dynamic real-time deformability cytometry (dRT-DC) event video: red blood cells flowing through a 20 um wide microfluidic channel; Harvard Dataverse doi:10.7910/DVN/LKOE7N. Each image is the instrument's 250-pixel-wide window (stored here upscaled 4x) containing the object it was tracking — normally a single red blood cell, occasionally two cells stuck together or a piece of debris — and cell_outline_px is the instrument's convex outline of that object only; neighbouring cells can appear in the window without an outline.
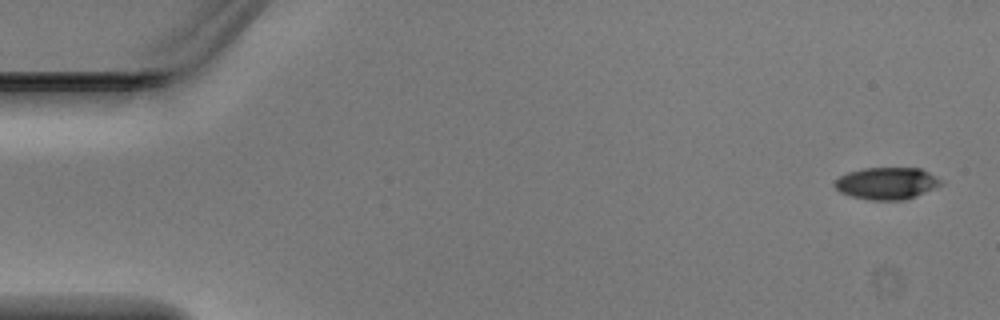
{"species": "Egyptian fruit bat (a non-hibernating species)", "species_latin": "Rousettus aegyptiacus", "temperature_condition": "warm", "stored_images_in_passage": 4, "camera_frame_rate_fps": 3000, "um_per_image_px": 0.085, "animal": {"sex": "male"}, "frame": {"image": 1, "passage_image": 1, "time_ms": 0.0, "image_size_px": [1000, 320], "cell_outline_px": [[944, 184], [936, 188], [916, 196], [904, 200], [868, 200], [852, 196], [840, 192], [832, 184], [840, 176], [848, 172], [864, 168], [920, 168], [944, 180]], "centroid_in_image_um": [75.41, 15.58], "position_along_channel_um": 9.6, "area_um2": 20.0}}
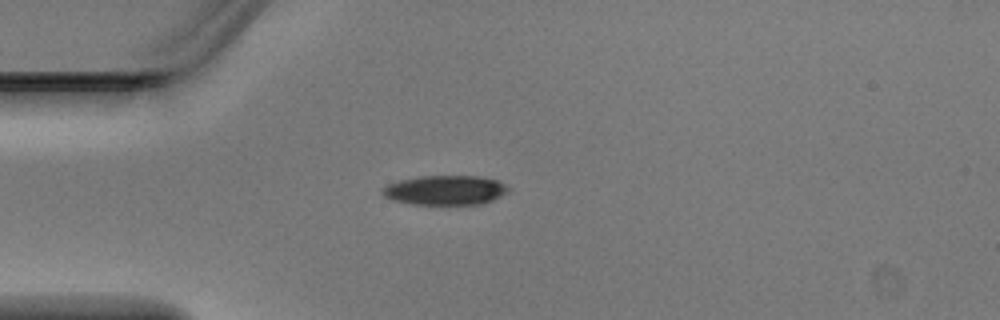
{"frame": {"image": 2, "passage_image": 4, "time_ms": 1.0, "image_size_px": [1000, 320], "cell_outline_px": [[508, 192], [492, 200], [480, 204], [412, 204], [392, 200], [384, 196], [380, 192], [380, 188], [388, 184], [400, 180], [420, 176], [480, 176], [496, 180], [504, 184], [508, 188]], "centroid_in_image_um": [37.79, 16.16], "position_along_channel_um": 47.2, "area_um2": 21.62}}